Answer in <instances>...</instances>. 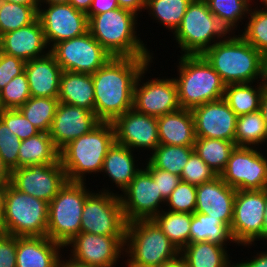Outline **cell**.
<instances>
[{
	"mask_svg": "<svg viewBox=\"0 0 267 267\" xmlns=\"http://www.w3.org/2000/svg\"><path fill=\"white\" fill-rule=\"evenodd\" d=\"M181 181L198 186L212 181L216 173L194 151L181 173Z\"/></svg>",
	"mask_w": 267,
	"mask_h": 267,
	"instance_id": "f6af8a7d",
	"label": "cell"
},
{
	"mask_svg": "<svg viewBox=\"0 0 267 267\" xmlns=\"http://www.w3.org/2000/svg\"><path fill=\"white\" fill-rule=\"evenodd\" d=\"M209 10L230 33H236L239 23L243 24L251 5L246 0H205ZM243 20V21H242Z\"/></svg>",
	"mask_w": 267,
	"mask_h": 267,
	"instance_id": "f35d334b",
	"label": "cell"
},
{
	"mask_svg": "<svg viewBox=\"0 0 267 267\" xmlns=\"http://www.w3.org/2000/svg\"><path fill=\"white\" fill-rule=\"evenodd\" d=\"M38 18L50 48L56 43L88 32L87 14L75 9L70 3L40 5Z\"/></svg>",
	"mask_w": 267,
	"mask_h": 267,
	"instance_id": "e0dca14e",
	"label": "cell"
},
{
	"mask_svg": "<svg viewBox=\"0 0 267 267\" xmlns=\"http://www.w3.org/2000/svg\"><path fill=\"white\" fill-rule=\"evenodd\" d=\"M240 36L267 57V9L251 7ZM247 22V23H246ZM242 32V33H241Z\"/></svg>",
	"mask_w": 267,
	"mask_h": 267,
	"instance_id": "ab89813d",
	"label": "cell"
},
{
	"mask_svg": "<svg viewBox=\"0 0 267 267\" xmlns=\"http://www.w3.org/2000/svg\"><path fill=\"white\" fill-rule=\"evenodd\" d=\"M25 61L0 51V91L14 77L24 72Z\"/></svg>",
	"mask_w": 267,
	"mask_h": 267,
	"instance_id": "c3c4849f",
	"label": "cell"
},
{
	"mask_svg": "<svg viewBox=\"0 0 267 267\" xmlns=\"http://www.w3.org/2000/svg\"><path fill=\"white\" fill-rule=\"evenodd\" d=\"M58 100L94 112V86L92 75L62 71Z\"/></svg>",
	"mask_w": 267,
	"mask_h": 267,
	"instance_id": "83f0119b",
	"label": "cell"
},
{
	"mask_svg": "<svg viewBox=\"0 0 267 267\" xmlns=\"http://www.w3.org/2000/svg\"><path fill=\"white\" fill-rule=\"evenodd\" d=\"M159 144L194 146L196 141L193 113L180 108L157 117Z\"/></svg>",
	"mask_w": 267,
	"mask_h": 267,
	"instance_id": "484cf974",
	"label": "cell"
},
{
	"mask_svg": "<svg viewBox=\"0 0 267 267\" xmlns=\"http://www.w3.org/2000/svg\"><path fill=\"white\" fill-rule=\"evenodd\" d=\"M61 249L47 236L16 237V267H59Z\"/></svg>",
	"mask_w": 267,
	"mask_h": 267,
	"instance_id": "cb8c5ba5",
	"label": "cell"
},
{
	"mask_svg": "<svg viewBox=\"0 0 267 267\" xmlns=\"http://www.w3.org/2000/svg\"><path fill=\"white\" fill-rule=\"evenodd\" d=\"M227 246L208 241L189 243L181 251L187 267H235Z\"/></svg>",
	"mask_w": 267,
	"mask_h": 267,
	"instance_id": "f1b7e54d",
	"label": "cell"
},
{
	"mask_svg": "<svg viewBox=\"0 0 267 267\" xmlns=\"http://www.w3.org/2000/svg\"><path fill=\"white\" fill-rule=\"evenodd\" d=\"M229 34L205 0H192L172 38L182 55H202Z\"/></svg>",
	"mask_w": 267,
	"mask_h": 267,
	"instance_id": "52a82bcc",
	"label": "cell"
},
{
	"mask_svg": "<svg viewBox=\"0 0 267 267\" xmlns=\"http://www.w3.org/2000/svg\"><path fill=\"white\" fill-rule=\"evenodd\" d=\"M139 16L118 7L88 19V31L112 57H153L137 35ZM144 42V43H143Z\"/></svg>",
	"mask_w": 267,
	"mask_h": 267,
	"instance_id": "3957f363",
	"label": "cell"
},
{
	"mask_svg": "<svg viewBox=\"0 0 267 267\" xmlns=\"http://www.w3.org/2000/svg\"><path fill=\"white\" fill-rule=\"evenodd\" d=\"M178 58V73L173 79L181 108L192 110L223 98L225 84L202 55H178Z\"/></svg>",
	"mask_w": 267,
	"mask_h": 267,
	"instance_id": "5b68a950",
	"label": "cell"
},
{
	"mask_svg": "<svg viewBox=\"0 0 267 267\" xmlns=\"http://www.w3.org/2000/svg\"><path fill=\"white\" fill-rule=\"evenodd\" d=\"M79 263L95 267H116L123 260L125 236H104L80 232L64 248ZM122 255V256H121ZM118 261V262H117Z\"/></svg>",
	"mask_w": 267,
	"mask_h": 267,
	"instance_id": "2e32d148",
	"label": "cell"
},
{
	"mask_svg": "<svg viewBox=\"0 0 267 267\" xmlns=\"http://www.w3.org/2000/svg\"><path fill=\"white\" fill-rule=\"evenodd\" d=\"M254 256L235 263V267H267V250L256 252Z\"/></svg>",
	"mask_w": 267,
	"mask_h": 267,
	"instance_id": "816d5d0a",
	"label": "cell"
},
{
	"mask_svg": "<svg viewBox=\"0 0 267 267\" xmlns=\"http://www.w3.org/2000/svg\"><path fill=\"white\" fill-rule=\"evenodd\" d=\"M100 122L93 111L59 102L49 135L60 150L70 141L87 134Z\"/></svg>",
	"mask_w": 267,
	"mask_h": 267,
	"instance_id": "44dd1931",
	"label": "cell"
},
{
	"mask_svg": "<svg viewBox=\"0 0 267 267\" xmlns=\"http://www.w3.org/2000/svg\"><path fill=\"white\" fill-rule=\"evenodd\" d=\"M159 267H187V265L184 262L183 258L179 255L175 259L161 264Z\"/></svg>",
	"mask_w": 267,
	"mask_h": 267,
	"instance_id": "91938a15",
	"label": "cell"
},
{
	"mask_svg": "<svg viewBox=\"0 0 267 267\" xmlns=\"http://www.w3.org/2000/svg\"><path fill=\"white\" fill-rule=\"evenodd\" d=\"M92 191L85 200L81 230L104 236H126L127 222L119 198V192L110 188ZM113 190V191H112Z\"/></svg>",
	"mask_w": 267,
	"mask_h": 267,
	"instance_id": "30bf717a",
	"label": "cell"
},
{
	"mask_svg": "<svg viewBox=\"0 0 267 267\" xmlns=\"http://www.w3.org/2000/svg\"><path fill=\"white\" fill-rule=\"evenodd\" d=\"M67 181L66 172L59 160L52 164L14 169L10 183L17 190L49 204Z\"/></svg>",
	"mask_w": 267,
	"mask_h": 267,
	"instance_id": "ac0fdd59",
	"label": "cell"
},
{
	"mask_svg": "<svg viewBox=\"0 0 267 267\" xmlns=\"http://www.w3.org/2000/svg\"><path fill=\"white\" fill-rule=\"evenodd\" d=\"M86 185L67 181L48 204L46 236L63 247L80 233L85 200L93 191Z\"/></svg>",
	"mask_w": 267,
	"mask_h": 267,
	"instance_id": "ba28073f",
	"label": "cell"
},
{
	"mask_svg": "<svg viewBox=\"0 0 267 267\" xmlns=\"http://www.w3.org/2000/svg\"><path fill=\"white\" fill-rule=\"evenodd\" d=\"M58 103V98L30 97L18 110L40 132L49 133Z\"/></svg>",
	"mask_w": 267,
	"mask_h": 267,
	"instance_id": "74e56055",
	"label": "cell"
},
{
	"mask_svg": "<svg viewBox=\"0 0 267 267\" xmlns=\"http://www.w3.org/2000/svg\"><path fill=\"white\" fill-rule=\"evenodd\" d=\"M0 267H16V236H0Z\"/></svg>",
	"mask_w": 267,
	"mask_h": 267,
	"instance_id": "681fc988",
	"label": "cell"
},
{
	"mask_svg": "<svg viewBox=\"0 0 267 267\" xmlns=\"http://www.w3.org/2000/svg\"><path fill=\"white\" fill-rule=\"evenodd\" d=\"M11 181V172L4 165L0 157V185H8Z\"/></svg>",
	"mask_w": 267,
	"mask_h": 267,
	"instance_id": "db71d44e",
	"label": "cell"
},
{
	"mask_svg": "<svg viewBox=\"0 0 267 267\" xmlns=\"http://www.w3.org/2000/svg\"><path fill=\"white\" fill-rule=\"evenodd\" d=\"M261 240H263V242H267V188L265 189V213L261 230Z\"/></svg>",
	"mask_w": 267,
	"mask_h": 267,
	"instance_id": "680465c9",
	"label": "cell"
},
{
	"mask_svg": "<svg viewBox=\"0 0 267 267\" xmlns=\"http://www.w3.org/2000/svg\"><path fill=\"white\" fill-rule=\"evenodd\" d=\"M146 162L143 167L151 174L153 180L157 182L159 191L161 192L162 197L166 200L180 183L181 177L171 172L154 168L148 161Z\"/></svg>",
	"mask_w": 267,
	"mask_h": 267,
	"instance_id": "7dc6e473",
	"label": "cell"
},
{
	"mask_svg": "<svg viewBox=\"0 0 267 267\" xmlns=\"http://www.w3.org/2000/svg\"><path fill=\"white\" fill-rule=\"evenodd\" d=\"M196 137L234 142L237 115L222 98L207 102L192 110Z\"/></svg>",
	"mask_w": 267,
	"mask_h": 267,
	"instance_id": "ffe728a7",
	"label": "cell"
},
{
	"mask_svg": "<svg viewBox=\"0 0 267 267\" xmlns=\"http://www.w3.org/2000/svg\"><path fill=\"white\" fill-rule=\"evenodd\" d=\"M253 84V85H252ZM266 81L225 85L223 99L237 116L259 110Z\"/></svg>",
	"mask_w": 267,
	"mask_h": 267,
	"instance_id": "1f68e13d",
	"label": "cell"
},
{
	"mask_svg": "<svg viewBox=\"0 0 267 267\" xmlns=\"http://www.w3.org/2000/svg\"><path fill=\"white\" fill-rule=\"evenodd\" d=\"M5 0H0V7L3 5Z\"/></svg>",
	"mask_w": 267,
	"mask_h": 267,
	"instance_id": "89a4df30",
	"label": "cell"
},
{
	"mask_svg": "<svg viewBox=\"0 0 267 267\" xmlns=\"http://www.w3.org/2000/svg\"><path fill=\"white\" fill-rule=\"evenodd\" d=\"M115 142L133 151L147 150L150 154L160 145L157 117L145 115L134 108L112 122Z\"/></svg>",
	"mask_w": 267,
	"mask_h": 267,
	"instance_id": "d6986e66",
	"label": "cell"
},
{
	"mask_svg": "<svg viewBox=\"0 0 267 267\" xmlns=\"http://www.w3.org/2000/svg\"><path fill=\"white\" fill-rule=\"evenodd\" d=\"M59 161V149L49 133L40 132L22 140L19 147L18 168L52 164Z\"/></svg>",
	"mask_w": 267,
	"mask_h": 267,
	"instance_id": "f546056e",
	"label": "cell"
},
{
	"mask_svg": "<svg viewBox=\"0 0 267 267\" xmlns=\"http://www.w3.org/2000/svg\"><path fill=\"white\" fill-rule=\"evenodd\" d=\"M117 2L120 8L129 10L139 17L140 12L145 11L146 0H117Z\"/></svg>",
	"mask_w": 267,
	"mask_h": 267,
	"instance_id": "f5cc1de1",
	"label": "cell"
},
{
	"mask_svg": "<svg viewBox=\"0 0 267 267\" xmlns=\"http://www.w3.org/2000/svg\"><path fill=\"white\" fill-rule=\"evenodd\" d=\"M62 68L49 52L25 63L31 97L58 98Z\"/></svg>",
	"mask_w": 267,
	"mask_h": 267,
	"instance_id": "d4e9b609",
	"label": "cell"
},
{
	"mask_svg": "<svg viewBox=\"0 0 267 267\" xmlns=\"http://www.w3.org/2000/svg\"><path fill=\"white\" fill-rule=\"evenodd\" d=\"M154 57H111L92 74L94 113L101 122H113L133 108L134 86L139 73Z\"/></svg>",
	"mask_w": 267,
	"mask_h": 267,
	"instance_id": "6da1fadb",
	"label": "cell"
},
{
	"mask_svg": "<svg viewBox=\"0 0 267 267\" xmlns=\"http://www.w3.org/2000/svg\"><path fill=\"white\" fill-rule=\"evenodd\" d=\"M93 0H69L68 3L73 5L75 9L87 13Z\"/></svg>",
	"mask_w": 267,
	"mask_h": 267,
	"instance_id": "9f6ffc18",
	"label": "cell"
},
{
	"mask_svg": "<svg viewBox=\"0 0 267 267\" xmlns=\"http://www.w3.org/2000/svg\"><path fill=\"white\" fill-rule=\"evenodd\" d=\"M165 210L171 212L191 213L196 208V186L180 181L170 196L166 199Z\"/></svg>",
	"mask_w": 267,
	"mask_h": 267,
	"instance_id": "7bdbcfd3",
	"label": "cell"
},
{
	"mask_svg": "<svg viewBox=\"0 0 267 267\" xmlns=\"http://www.w3.org/2000/svg\"><path fill=\"white\" fill-rule=\"evenodd\" d=\"M134 153L132 149L114 142L104 158L101 173L104 177L108 176L120 191L130 184L143 167L144 163L139 168L137 161L140 159L136 160Z\"/></svg>",
	"mask_w": 267,
	"mask_h": 267,
	"instance_id": "4316f807",
	"label": "cell"
},
{
	"mask_svg": "<svg viewBox=\"0 0 267 267\" xmlns=\"http://www.w3.org/2000/svg\"><path fill=\"white\" fill-rule=\"evenodd\" d=\"M38 11L27 5L4 1L0 7V36L33 23Z\"/></svg>",
	"mask_w": 267,
	"mask_h": 267,
	"instance_id": "60d3db41",
	"label": "cell"
},
{
	"mask_svg": "<svg viewBox=\"0 0 267 267\" xmlns=\"http://www.w3.org/2000/svg\"><path fill=\"white\" fill-rule=\"evenodd\" d=\"M153 220L179 251L189 244L191 213L164 209Z\"/></svg>",
	"mask_w": 267,
	"mask_h": 267,
	"instance_id": "e575fe53",
	"label": "cell"
},
{
	"mask_svg": "<svg viewBox=\"0 0 267 267\" xmlns=\"http://www.w3.org/2000/svg\"><path fill=\"white\" fill-rule=\"evenodd\" d=\"M267 128V84L265 85L259 108Z\"/></svg>",
	"mask_w": 267,
	"mask_h": 267,
	"instance_id": "6f0895ef",
	"label": "cell"
},
{
	"mask_svg": "<svg viewBox=\"0 0 267 267\" xmlns=\"http://www.w3.org/2000/svg\"><path fill=\"white\" fill-rule=\"evenodd\" d=\"M0 119L21 141L40 133L18 109H5Z\"/></svg>",
	"mask_w": 267,
	"mask_h": 267,
	"instance_id": "bcb514c9",
	"label": "cell"
},
{
	"mask_svg": "<svg viewBox=\"0 0 267 267\" xmlns=\"http://www.w3.org/2000/svg\"><path fill=\"white\" fill-rule=\"evenodd\" d=\"M119 7L117 0H93L89 11L86 13L88 19L100 13H104Z\"/></svg>",
	"mask_w": 267,
	"mask_h": 267,
	"instance_id": "f907efd6",
	"label": "cell"
},
{
	"mask_svg": "<svg viewBox=\"0 0 267 267\" xmlns=\"http://www.w3.org/2000/svg\"><path fill=\"white\" fill-rule=\"evenodd\" d=\"M21 143L19 137L0 119V157L10 172L18 168Z\"/></svg>",
	"mask_w": 267,
	"mask_h": 267,
	"instance_id": "ee69618b",
	"label": "cell"
},
{
	"mask_svg": "<svg viewBox=\"0 0 267 267\" xmlns=\"http://www.w3.org/2000/svg\"><path fill=\"white\" fill-rule=\"evenodd\" d=\"M5 1L11 2V3H18V4H22V5H27V6H32L37 11L39 10V7H40V1L39 0H5Z\"/></svg>",
	"mask_w": 267,
	"mask_h": 267,
	"instance_id": "94428289",
	"label": "cell"
},
{
	"mask_svg": "<svg viewBox=\"0 0 267 267\" xmlns=\"http://www.w3.org/2000/svg\"><path fill=\"white\" fill-rule=\"evenodd\" d=\"M5 234H7V231L3 220V210H0V236Z\"/></svg>",
	"mask_w": 267,
	"mask_h": 267,
	"instance_id": "e7e4bbea",
	"label": "cell"
},
{
	"mask_svg": "<svg viewBox=\"0 0 267 267\" xmlns=\"http://www.w3.org/2000/svg\"><path fill=\"white\" fill-rule=\"evenodd\" d=\"M3 220L9 235L46 236L48 203L17 190L9 183L4 195Z\"/></svg>",
	"mask_w": 267,
	"mask_h": 267,
	"instance_id": "9c48e42d",
	"label": "cell"
},
{
	"mask_svg": "<svg viewBox=\"0 0 267 267\" xmlns=\"http://www.w3.org/2000/svg\"><path fill=\"white\" fill-rule=\"evenodd\" d=\"M0 51L25 62L48 54L50 48L39 18L27 26L1 35Z\"/></svg>",
	"mask_w": 267,
	"mask_h": 267,
	"instance_id": "603a6c76",
	"label": "cell"
},
{
	"mask_svg": "<svg viewBox=\"0 0 267 267\" xmlns=\"http://www.w3.org/2000/svg\"><path fill=\"white\" fill-rule=\"evenodd\" d=\"M40 5H48V4H66L69 0H39Z\"/></svg>",
	"mask_w": 267,
	"mask_h": 267,
	"instance_id": "6125c7cd",
	"label": "cell"
},
{
	"mask_svg": "<svg viewBox=\"0 0 267 267\" xmlns=\"http://www.w3.org/2000/svg\"><path fill=\"white\" fill-rule=\"evenodd\" d=\"M255 1V0H254ZM256 1H259V0H256ZM262 2V3H261ZM261 3V5L263 4V9H267V0H260L259 1V4Z\"/></svg>",
	"mask_w": 267,
	"mask_h": 267,
	"instance_id": "03108f58",
	"label": "cell"
},
{
	"mask_svg": "<svg viewBox=\"0 0 267 267\" xmlns=\"http://www.w3.org/2000/svg\"><path fill=\"white\" fill-rule=\"evenodd\" d=\"M234 142L237 147L255 148L267 143V128L260 110L237 116Z\"/></svg>",
	"mask_w": 267,
	"mask_h": 267,
	"instance_id": "d6a6232c",
	"label": "cell"
},
{
	"mask_svg": "<svg viewBox=\"0 0 267 267\" xmlns=\"http://www.w3.org/2000/svg\"><path fill=\"white\" fill-rule=\"evenodd\" d=\"M208 241L221 246L235 243L230 228L220 219L200 212L192 214L190 225L189 243Z\"/></svg>",
	"mask_w": 267,
	"mask_h": 267,
	"instance_id": "4dcf8cb0",
	"label": "cell"
},
{
	"mask_svg": "<svg viewBox=\"0 0 267 267\" xmlns=\"http://www.w3.org/2000/svg\"><path fill=\"white\" fill-rule=\"evenodd\" d=\"M50 53L63 71L92 75L112 56L90 34H85L54 44Z\"/></svg>",
	"mask_w": 267,
	"mask_h": 267,
	"instance_id": "8fae6325",
	"label": "cell"
},
{
	"mask_svg": "<svg viewBox=\"0 0 267 267\" xmlns=\"http://www.w3.org/2000/svg\"><path fill=\"white\" fill-rule=\"evenodd\" d=\"M193 152L194 146L160 144L145 161H148L154 168L181 176Z\"/></svg>",
	"mask_w": 267,
	"mask_h": 267,
	"instance_id": "d590c367",
	"label": "cell"
},
{
	"mask_svg": "<svg viewBox=\"0 0 267 267\" xmlns=\"http://www.w3.org/2000/svg\"><path fill=\"white\" fill-rule=\"evenodd\" d=\"M114 142L112 122H100L87 134L67 143L59 150V160L67 180L85 182L88 174L99 176L107 151Z\"/></svg>",
	"mask_w": 267,
	"mask_h": 267,
	"instance_id": "277c9868",
	"label": "cell"
},
{
	"mask_svg": "<svg viewBox=\"0 0 267 267\" xmlns=\"http://www.w3.org/2000/svg\"><path fill=\"white\" fill-rule=\"evenodd\" d=\"M65 257L61 256L60 261H59V267H95V266H90L87 264H82L77 262L76 260L70 258L69 256L66 257L68 259H64Z\"/></svg>",
	"mask_w": 267,
	"mask_h": 267,
	"instance_id": "11a10c76",
	"label": "cell"
},
{
	"mask_svg": "<svg viewBox=\"0 0 267 267\" xmlns=\"http://www.w3.org/2000/svg\"><path fill=\"white\" fill-rule=\"evenodd\" d=\"M261 148L235 147L220 177L236 190L267 188V153Z\"/></svg>",
	"mask_w": 267,
	"mask_h": 267,
	"instance_id": "7c38bea8",
	"label": "cell"
},
{
	"mask_svg": "<svg viewBox=\"0 0 267 267\" xmlns=\"http://www.w3.org/2000/svg\"><path fill=\"white\" fill-rule=\"evenodd\" d=\"M236 189L230 187L220 176L196 186V208L200 212L220 219L229 228L233 220Z\"/></svg>",
	"mask_w": 267,
	"mask_h": 267,
	"instance_id": "7402d4cb",
	"label": "cell"
},
{
	"mask_svg": "<svg viewBox=\"0 0 267 267\" xmlns=\"http://www.w3.org/2000/svg\"><path fill=\"white\" fill-rule=\"evenodd\" d=\"M6 188H7V185H0V210H3L4 195H5Z\"/></svg>",
	"mask_w": 267,
	"mask_h": 267,
	"instance_id": "be15d7a7",
	"label": "cell"
},
{
	"mask_svg": "<svg viewBox=\"0 0 267 267\" xmlns=\"http://www.w3.org/2000/svg\"><path fill=\"white\" fill-rule=\"evenodd\" d=\"M121 193L119 198L127 223L154 219L164 210L166 200L162 197L157 182L144 167Z\"/></svg>",
	"mask_w": 267,
	"mask_h": 267,
	"instance_id": "5bb4252c",
	"label": "cell"
},
{
	"mask_svg": "<svg viewBox=\"0 0 267 267\" xmlns=\"http://www.w3.org/2000/svg\"><path fill=\"white\" fill-rule=\"evenodd\" d=\"M264 213L265 189L236 191L230 231L237 246L251 248L261 240Z\"/></svg>",
	"mask_w": 267,
	"mask_h": 267,
	"instance_id": "4fadbf2b",
	"label": "cell"
},
{
	"mask_svg": "<svg viewBox=\"0 0 267 267\" xmlns=\"http://www.w3.org/2000/svg\"><path fill=\"white\" fill-rule=\"evenodd\" d=\"M237 33L216 42L202 56L225 85L265 81L266 58Z\"/></svg>",
	"mask_w": 267,
	"mask_h": 267,
	"instance_id": "7a4b0ae2",
	"label": "cell"
},
{
	"mask_svg": "<svg viewBox=\"0 0 267 267\" xmlns=\"http://www.w3.org/2000/svg\"><path fill=\"white\" fill-rule=\"evenodd\" d=\"M180 255V251L153 220L127 223L125 267H159Z\"/></svg>",
	"mask_w": 267,
	"mask_h": 267,
	"instance_id": "8992f818",
	"label": "cell"
},
{
	"mask_svg": "<svg viewBox=\"0 0 267 267\" xmlns=\"http://www.w3.org/2000/svg\"><path fill=\"white\" fill-rule=\"evenodd\" d=\"M151 66L149 63L137 77L134 86L133 108L140 113L154 117L180 109L177 87L173 77L143 79L148 70H151Z\"/></svg>",
	"mask_w": 267,
	"mask_h": 267,
	"instance_id": "9a60e30c",
	"label": "cell"
},
{
	"mask_svg": "<svg viewBox=\"0 0 267 267\" xmlns=\"http://www.w3.org/2000/svg\"><path fill=\"white\" fill-rule=\"evenodd\" d=\"M192 0H146L145 10L149 17L174 33L180 25Z\"/></svg>",
	"mask_w": 267,
	"mask_h": 267,
	"instance_id": "8d00e7d4",
	"label": "cell"
},
{
	"mask_svg": "<svg viewBox=\"0 0 267 267\" xmlns=\"http://www.w3.org/2000/svg\"><path fill=\"white\" fill-rule=\"evenodd\" d=\"M265 81L267 84V57H266V64H265Z\"/></svg>",
	"mask_w": 267,
	"mask_h": 267,
	"instance_id": "a7ac6f4b",
	"label": "cell"
},
{
	"mask_svg": "<svg viewBox=\"0 0 267 267\" xmlns=\"http://www.w3.org/2000/svg\"><path fill=\"white\" fill-rule=\"evenodd\" d=\"M249 4L252 3L253 0H246Z\"/></svg>",
	"mask_w": 267,
	"mask_h": 267,
	"instance_id": "2644e50d",
	"label": "cell"
},
{
	"mask_svg": "<svg viewBox=\"0 0 267 267\" xmlns=\"http://www.w3.org/2000/svg\"><path fill=\"white\" fill-rule=\"evenodd\" d=\"M4 110H5V108L2 105L1 96H0V115L4 112Z\"/></svg>",
	"mask_w": 267,
	"mask_h": 267,
	"instance_id": "003e7915",
	"label": "cell"
},
{
	"mask_svg": "<svg viewBox=\"0 0 267 267\" xmlns=\"http://www.w3.org/2000/svg\"><path fill=\"white\" fill-rule=\"evenodd\" d=\"M0 96L5 109H18L22 106L31 97L26 73L14 77L0 91Z\"/></svg>",
	"mask_w": 267,
	"mask_h": 267,
	"instance_id": "b9f144b4",
	"label": "cell"
},
{
	"mask_svg": "<svg viewBox=\"0 0 267 267\" xmlns=\"http://www.w3.org/2000/svg\"><path fill=\"white\" fill-rule=\"evenodd\" d=\"M235 147V142L215 138L196 137L194 143V151L217 176L226 168Z\"/></svg>",
	"mask_w": 267,
	"mask_h": 267,
	"instance_id": "836d02e7",
	"label": "cell"
}]
</instances>
